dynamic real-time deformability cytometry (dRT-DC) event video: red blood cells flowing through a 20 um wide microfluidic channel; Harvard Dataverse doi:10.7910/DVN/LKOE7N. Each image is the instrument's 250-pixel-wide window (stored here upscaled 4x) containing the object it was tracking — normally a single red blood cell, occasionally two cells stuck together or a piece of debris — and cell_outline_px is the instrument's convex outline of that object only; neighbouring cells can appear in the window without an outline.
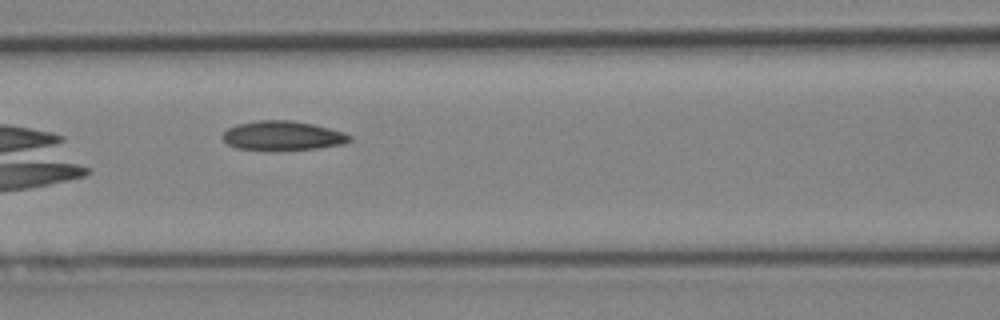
{"species": "Egyptian fruit bat (a non-hibernating species)", "species_latin": "Rousettus aegyptiacus", "temperature_condition": "cold", "stored_images_in_passage": 7, "camera_frame_rate_fps": 3000, "um_per_image_px": 0.085, "animal": {"sex": "female"}, "frame": {"image": 1, "passage_image": 6, "time_ms": 6.0, "image_size_px": [1000, 320], "cell_outline_px": [[352, 140], [344, 144], [316, 148], [236, 148], [228, 144], [220, 136], [228, 128], [236, 124], [256, 120], [292, 120], [312, 124], [344, 132], [352, 136]], "centroid_in_image_um": [24.03, 11.49], "position_along_channel_um": 142.6, "area_um2": 21.1}}
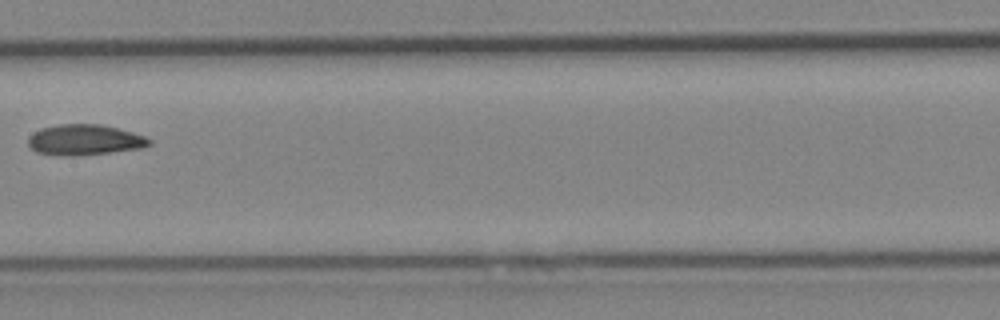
{"frame": {"image": 2, "passage_image": 7, "time_ms": 7.333, "image_size_px": [1000, 320], "cell_outline_px": [[152, 144], [144, 148], [72, 156], [64, 156], [36, 152], [28, 144], [28, 136], [40, 128], [60, 124], [100, 124], [132, 132], [144, 136], [152, 140]], "centroid_in_image_um": [7.19, 11.88], "position_along_channel_um": 200.2, "area_um2": 21.56}}